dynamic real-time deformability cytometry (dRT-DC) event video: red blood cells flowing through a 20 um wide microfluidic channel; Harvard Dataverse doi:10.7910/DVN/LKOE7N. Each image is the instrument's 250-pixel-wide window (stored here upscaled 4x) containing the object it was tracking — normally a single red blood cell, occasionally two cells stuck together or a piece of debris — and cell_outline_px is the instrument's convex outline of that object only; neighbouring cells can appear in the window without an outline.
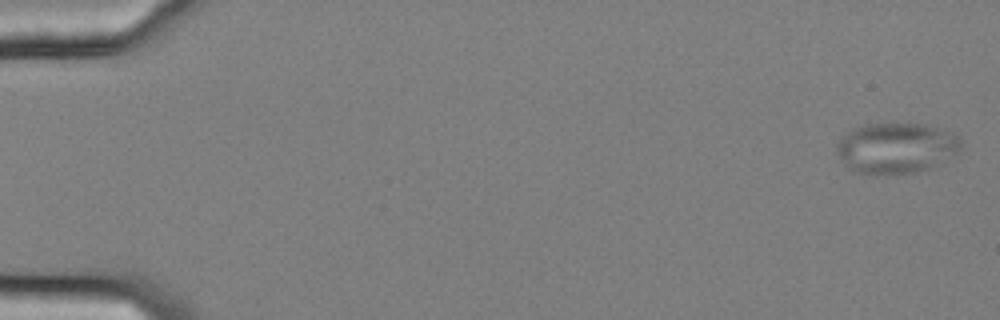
{"species": "common noctule bat (a hibernating species)", "species_latin": "Nyctalus noctula", "temperature_condition": "cold", "stored_images_in_passage": 16, "camera_frame_rate_fps": 3000, "um_per_image_px": 0.085, "animal": {"sex": "female", "body_mass_g": 25.1}, "frame": {"image": 1, "passage_image": 2, "time_ms": 0.333, "image_size_px": [1000, 320], "cell_outline_px": [[960, 148], [956, 152], [924, 168], [912, 172], [852, 172], [836, 152], [836, 144], [852, 128], [864, 124], [892, 120], [924, 124], [952, 132], [956, 136], [960, 144]], "centroid_in_image_um": [76.09, 12.48], "position_along_channel_um": 8.9, "area_um2": 36.01}}